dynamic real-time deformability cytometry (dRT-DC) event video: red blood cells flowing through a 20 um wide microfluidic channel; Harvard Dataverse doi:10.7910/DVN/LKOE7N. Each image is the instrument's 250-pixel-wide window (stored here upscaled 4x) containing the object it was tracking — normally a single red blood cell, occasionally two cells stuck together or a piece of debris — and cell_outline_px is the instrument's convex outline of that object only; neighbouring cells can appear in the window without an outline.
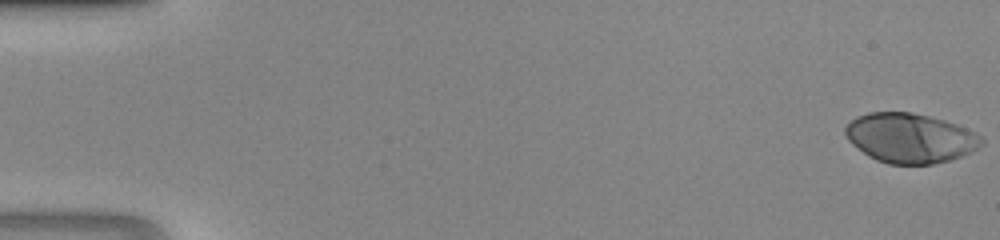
{"species": "human", "species_latin": "Homo sapiens", "temperature_condition": "room temperature", "stored_images_in_passage": 47, "camera_frame_rate_fps": 3000, "um_per_image_px": 0.085, "donor": {"sex": "male"}, "frame": {"image": 1, "passage_image": 1, "time_ms": 0.0, "image_size_px": [1000, 240], "cell_outline_px": [[984, 144], [980, 148], [972, 152], [948, 160], [932, 164], [888, 164], [876, 160], [868, 156], [852, 144], [848, 140], [844, 132], [844, 128], [856, 116], [868, 112], [912, 112], [944, 120], [956, 124], [980, 136], [984, 140]], "centroid_in_image_um": [77.34, 11.73], "position_along_channel_um": 7.7, "area_um2": 39.36}}
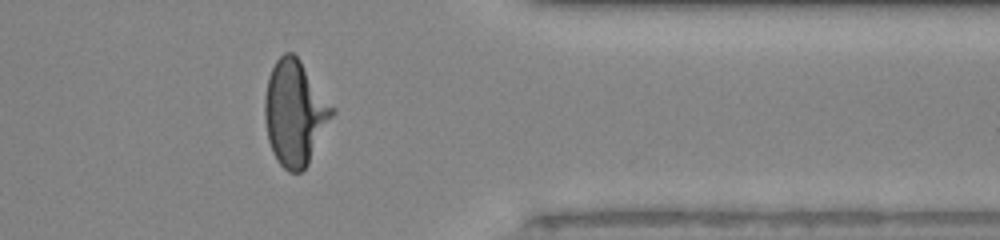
{"frame": {"image": 2, "passage_image": 39, "time_ms": 12.667, "image_size_px": [1000, 240], "cell_outline_px": [[336, 112], [308, 164], [300, 172], [288, 172], [276, 160], [272, 152], [268, 140], [264, 116], [264, 96], [268, 76], [276, 60], [284, 52], [292, 52], [300, 60], [336, 108]], "centroid_in_image_um": [25.07, 9.59], "position_along_channel_um": 386.3, "area_um2": 41.62}}
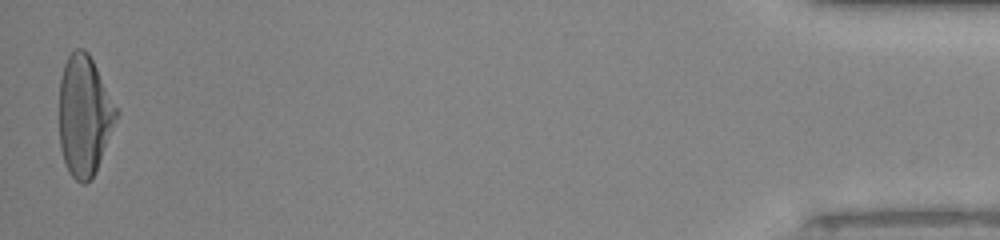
{"frame": {"image": 3, "passage_image": 47, "time_ms": 15.333, "image_size_px": [1000, 240], "cell_outline_px": [[120, 112], [96, 172], [84, 184], [80, 184], [68, 172], [60, 148], [60, 76], [64, 64], [68, 56], [76, 48], [84, 48], [88, 52]], "centroid_in_image_um": [7.18, 9.83], "position_along_channel_um": 428.0, "area_um2": 40.11}}